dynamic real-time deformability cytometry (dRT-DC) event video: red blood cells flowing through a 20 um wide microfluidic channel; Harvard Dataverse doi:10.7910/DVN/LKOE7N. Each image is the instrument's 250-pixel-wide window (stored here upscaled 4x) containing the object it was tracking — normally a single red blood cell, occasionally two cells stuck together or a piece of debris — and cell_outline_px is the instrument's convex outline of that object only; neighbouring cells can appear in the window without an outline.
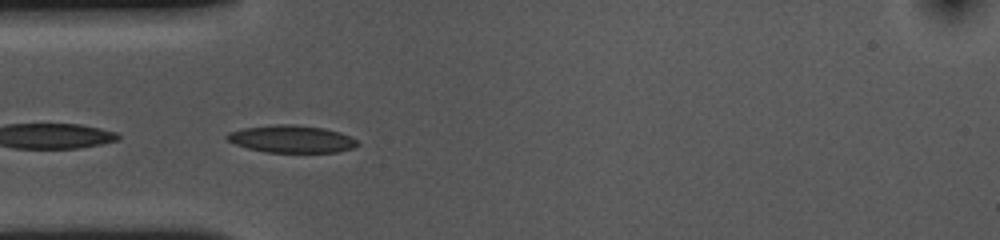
{"species": "common noctule bat (a hibernating species)", "species_latin": "Nyctalus noctula", "temperature_condition": "cold", "stored_images_in_passage": 26, "camera_frame_rate_fps": 3000, "um_per_image_px": 0.085, "animal": {"sex": "female", "body_mass_g": 10.0, "forearm_length_mm": 53.1}, "frame": {"image": 1, "passage_image": 1, "time_ms": 0.0, "image_size_px": [1000, 240], "cell_outline_px": [[360, 144], [356, 148], [336, 152], [264, 152], [248, 148], [236, 144], [228, 140], [224, 136], [228, 132], [244, 128], [276, 124], [292, 124], [324, 128], [340, 132], [356, 140]], "centroid_in_image_um": [24.79, 11.81], "position_along_channel_um": 60.2, "area_um2": 20.81}}
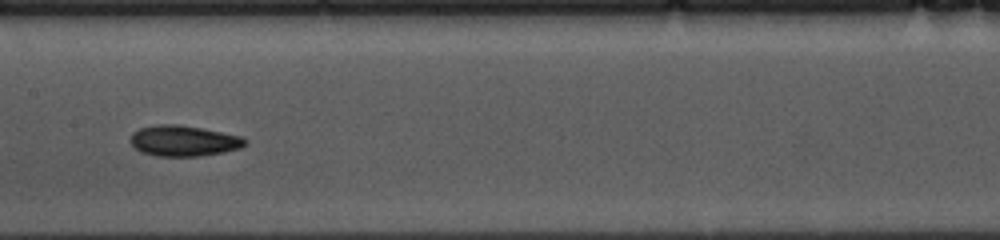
{"frame": {"image": 2, "passage_image": 12, "time_ms": 3.667, "image_size_px": [1000, 240], "cell_outline_px": [[248, 144], [240, 148], [224, 152], [200, 156], [156, 156], [140, 152], [128, 140], [132, 132], [140, 128], [156, 124], [176, 124], [200, 128], [244, 136], [248, 140]], "centroid_in_image_um": [15.62, 11.97], "position_along_channel_um": 191.8, "area_um2": 20.81}}
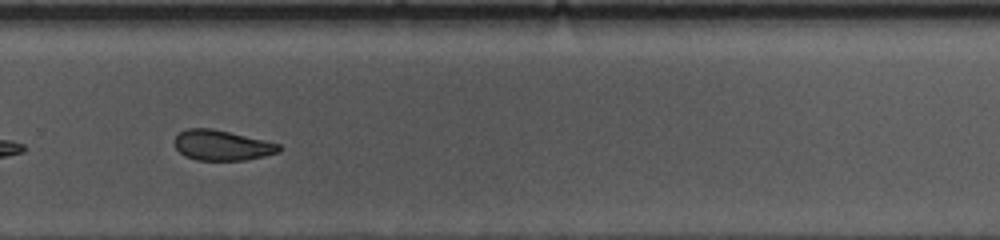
{"frame": {"image": 3, "passage_image": 22, "time_ms": 7.0, "image_size_px": [1000, 240], "cell_outline_px": [[280, 152], [264, 156], [244, 160], [196, 160], [184, 156], [176, 148], [172, 140], [180, 132], [188, 128], [212, 128], [264, 140], [280, 144]], "centroid_in_image_um": [18.83, 12.35], "position_along_channel_um": 311.0, "area_um2": 18.44}, "authors_computed_cell_mechanics": {"area_um2": 19.652, "velocity_mm_per_s": 3.5923, "shape_relaxation_time_tau1_ms": 3.3585, "shape_relaxation_time_tau2_ms": 7.3674, "deformation_change_tau1": 0.1145, "deformation_change_tau2": 0.1407}}